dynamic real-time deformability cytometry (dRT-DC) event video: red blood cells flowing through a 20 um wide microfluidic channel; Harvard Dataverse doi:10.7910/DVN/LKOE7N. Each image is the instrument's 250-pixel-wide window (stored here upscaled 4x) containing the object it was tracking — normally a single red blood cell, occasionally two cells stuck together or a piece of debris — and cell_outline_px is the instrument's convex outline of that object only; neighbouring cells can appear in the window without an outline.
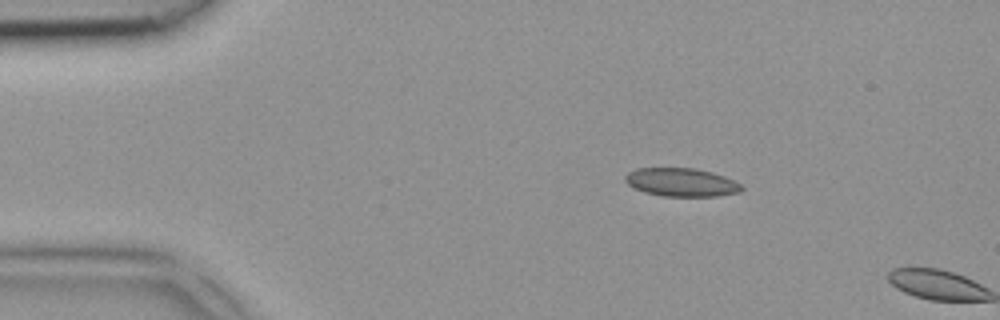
{"species": "common noctule bat (a hibernating species)", "species_latin": "Nyctalus noctula", "temperature_condition": "room temperature", "stored_images_in_passage": 3, "camera_frame_rate_fps": 3000, "um_per_image_px": 0.085, "animal": {"sex": "female", "body_mass_g": 18.4}, "frame": {"image": 1, "passage_image": 2, "time_ms": 0.333, "image_size_px": [1000, 320], "cell_outline_px": [[744, 188], [740, 192], [716, 196], [660, 196], [644, 192], [628, 184], [624, 180], [624, 176], [628, 172], [636, 168], [696, 168], [712, 172], [724, 176], [740, 184]], "centroid_in_image_um": [57.9, 15.49], "position_along_channel_um": 27.1, "area_um2": 19.25}}